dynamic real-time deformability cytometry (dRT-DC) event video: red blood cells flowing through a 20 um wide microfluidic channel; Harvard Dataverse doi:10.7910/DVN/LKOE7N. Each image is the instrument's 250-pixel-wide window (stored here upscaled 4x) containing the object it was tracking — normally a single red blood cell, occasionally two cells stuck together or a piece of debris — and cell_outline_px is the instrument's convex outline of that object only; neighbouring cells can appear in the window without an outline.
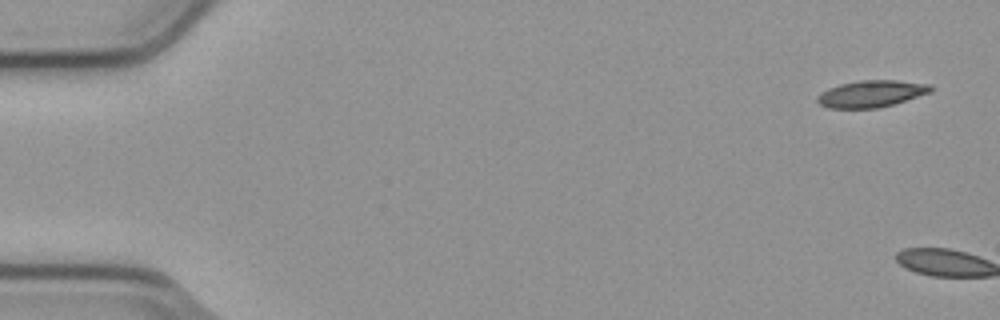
{"species": "common noctule bat (a hibernating species)", "species_latin": "Nyctalus noctula", "temperature_condition": "cold", "stored_images_in_passage": 6, "camera_frame_rate_fps": 3000, "um_per_image_px": 0.085, "animal": {"sex": "male", "body_mass_g": 23.1, "forearm_length_mm": 52.7}, "frame": {"image": 1, "passage_image": 1, "time_ms": 0.0, "image_size_px": [1000, 320], "cell_outline_px": [[936, 88], [932, 92], [880, 108], [828, 108], [820, 104], [816, 100], [816, 96], [820, 92], [828, 88], [840, 84], [860, 80], [896, 80], [932, 84]], "centroid_in_image_um": [74.09, 7.96], "position_along_channel_um": 10.9, "area_um2": 17.98}}
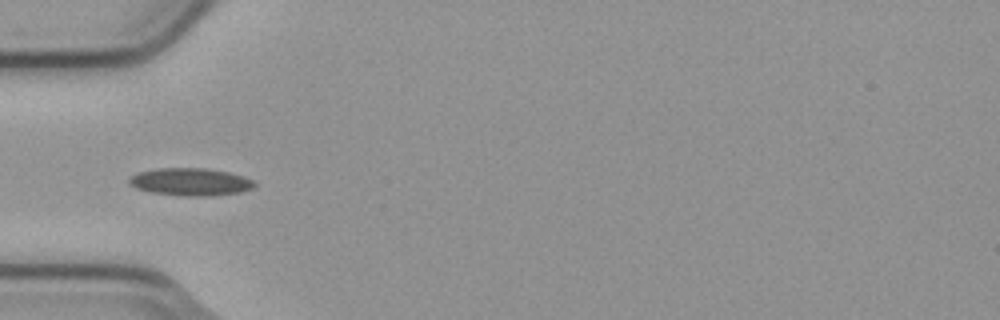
{"frame": {"image": 2, "passage_image": 6, "time_ms": 1.667, "image_size_px": [1000, 320], "cell_outline_px": [[256, 184], [252, 188], [240, 192], [212, 196], [184, 196], [148, 192], [136, 188], [128, 184], [128, 180], [132, 176], [140, 172], [156, 168], [208, 168], [228, 172], [244, 176], [252, 180]], "centroid_in_image_um": [16.18, 15.46], "position_along_channel_um": 68.8, "area_um2": 20.23}}